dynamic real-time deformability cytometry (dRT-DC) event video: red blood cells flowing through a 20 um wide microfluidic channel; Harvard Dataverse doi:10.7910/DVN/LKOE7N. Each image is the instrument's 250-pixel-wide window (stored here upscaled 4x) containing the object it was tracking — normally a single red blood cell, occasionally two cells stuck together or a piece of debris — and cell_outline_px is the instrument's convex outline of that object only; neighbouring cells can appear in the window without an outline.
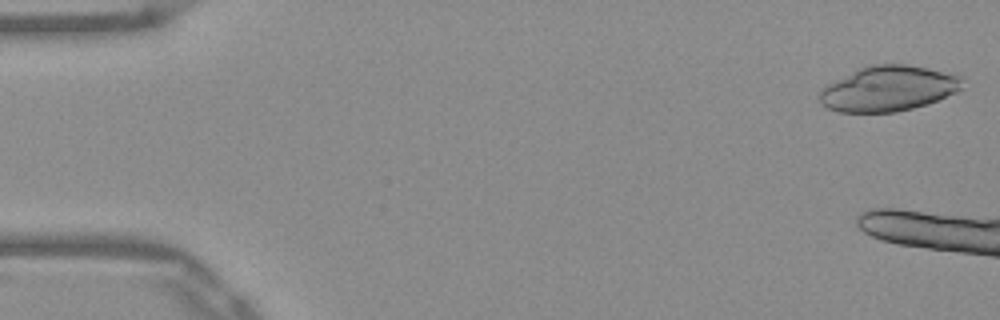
{"species": "Egyptian fruit bat (a non-hibernating species)", "species_latin": "Rousettus aegyptiacus", "temperature_condition": "warm", "stored_images_in_passage": 5, "camera_frame_rate_fps": 3000, "um_per_image_px": 0.085, "frame": {"image": 1, "passage_image": 1, "time_ms": 0.0, "image_size_px": [1000, 320], "cell_outline_px": [[964, 76], [960, 88], [956, 92], [928, 104], [896, 112], [836, 112], [820, 104], [820, 92], [828, 84], [860, 68], [872, 64], [904, 64], [956, 72]], "centroid_in_image_um": [75.57, 7.52], "position_along_channel_um": 9.4, "area_um2": 37.8}}